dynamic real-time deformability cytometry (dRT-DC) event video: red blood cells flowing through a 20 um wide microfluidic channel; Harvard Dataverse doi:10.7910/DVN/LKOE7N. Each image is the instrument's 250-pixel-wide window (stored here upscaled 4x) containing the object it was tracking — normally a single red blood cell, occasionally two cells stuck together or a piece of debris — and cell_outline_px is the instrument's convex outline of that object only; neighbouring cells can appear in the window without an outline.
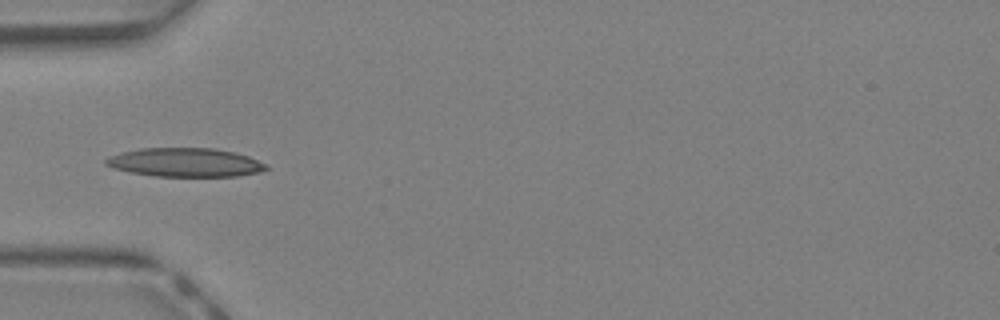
{"species": "Egyptian fruit bat (a non-hibernating species)", "species_latin": "Rousettus aegyptiacus", "temperature_condition": "warm", "stored_images_in_passage": 12, "camera_frame_rate_fps": 3000, "um_per_image_px": 0.085, "animal": {"sex": "female"}, "frame": {"image": 1, "passage_image": 3, "time_ms": 0.667, "image_size_px": [1000, 320], "cell_outline_px": [[268, 168], [256, 172], [236, 176], [156, 176], [128, 172], [112, 168], [104, 164], [104, 160], [108, 156], [140, 148], [212, 148], [232, 152], [248, 156], [264, 164]], "centroid_in_image_um": [15.65, 13.8], "position_along_channel_um": 69.4, "area_um2": 26.59}}